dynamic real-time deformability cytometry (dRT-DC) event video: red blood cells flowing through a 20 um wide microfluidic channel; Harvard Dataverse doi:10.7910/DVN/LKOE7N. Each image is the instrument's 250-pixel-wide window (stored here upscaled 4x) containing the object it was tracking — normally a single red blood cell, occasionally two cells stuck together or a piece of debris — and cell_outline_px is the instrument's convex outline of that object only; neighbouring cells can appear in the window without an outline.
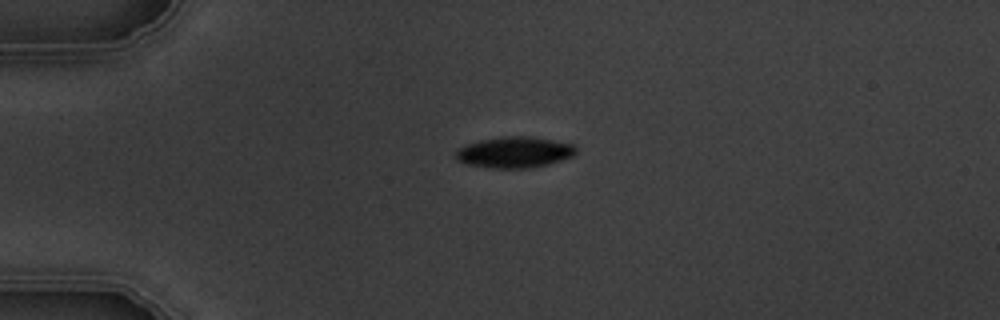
{"species": "common noctule bat (a hibernating species)", "species_latin": "Nyctalus noctula", "temperature_condition": "warm", "stored_images_in_passage": 3, "camera_frame_rate_fps": 3000, "um_per_image_px": 0.085, "animal": {"sex": "male", "body_mass_g": 19.5, "forearm_length_mm": 54.6}, "frame": {"image": 1, "passage_image": 1, "time_ms": 0.0, "image_size_px": [1000, 320], "cell_outline_px": [[576, 152], [572, 156], [548, 164], [528, 168], [488, 168], [468, 164], [456, 160], [456, 148], [480, 140], [500, 136], [532, 136], [576, 144]], "centroid_in_image_um": [43.73, 12.93], "position_along_channel_um": 41.3, "area_um2": 21.91}}
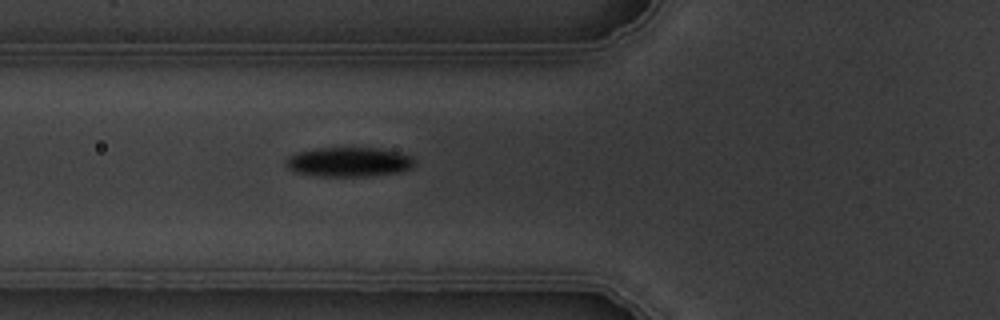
{"frame": {"image": 2, "passage_image": 3, "time_ms": 2.333, "image_size_px": [1000, 320], "cell_outline_px": [[416, 160], [412, 168], [400, 172], [368, 176], [324, 176], [296, 172], [288, 168], [284, 160], [288, 156], [296, 152], [316, 148], [376, 148], [396, 152], [412, 156]], "centroid_in_image_um": [29.65, 13.76], "position_along_channel_um": 96.1, "area_um2": 22.08}}